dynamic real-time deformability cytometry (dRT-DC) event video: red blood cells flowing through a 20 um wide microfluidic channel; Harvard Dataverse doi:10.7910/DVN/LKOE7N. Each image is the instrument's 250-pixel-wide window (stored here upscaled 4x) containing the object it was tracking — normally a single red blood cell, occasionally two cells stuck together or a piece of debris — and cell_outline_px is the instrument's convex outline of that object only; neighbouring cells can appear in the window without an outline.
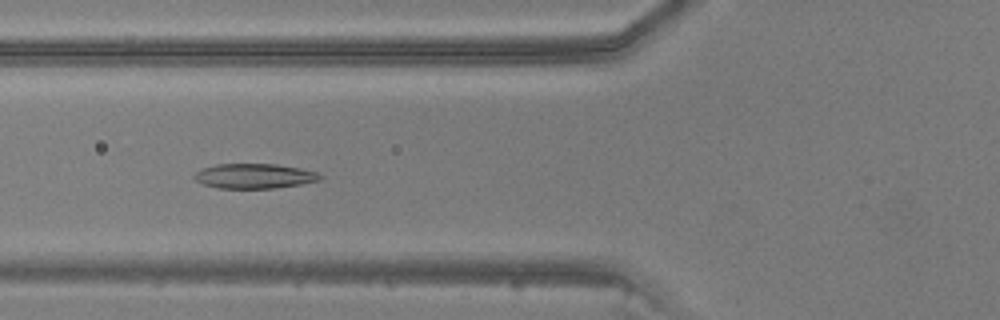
{"species": "common noctule bat (a hibernating species)", "species_latin": "Nyctalus noctula", "temperature_condition": "warm", "stored_images_in_passage": 27, "camera_frame_rate_fps": 3000, "um_per_image_px": 0.085, "animal": {"sex": "male", "body_mass_g": 20.5, "forearm_length_mm": 52.5}, "frame": {"image": 1, "passage_image": 5, "time_ms": 1.333, "image_size_px": [1000, 320], "cell_outline_px": [[324, 176], [320, 180], [300, 184], [272, 188], [220, 188], [204, 184], [196, 180], [192, 176], [200, 168], [216, 164], [276, 164], [300, 168], [316, 172]], "centroid_in_image_um": [21.6, 14.95], "position_along_channel_um": 104.2, "area_um2": 18.15}}
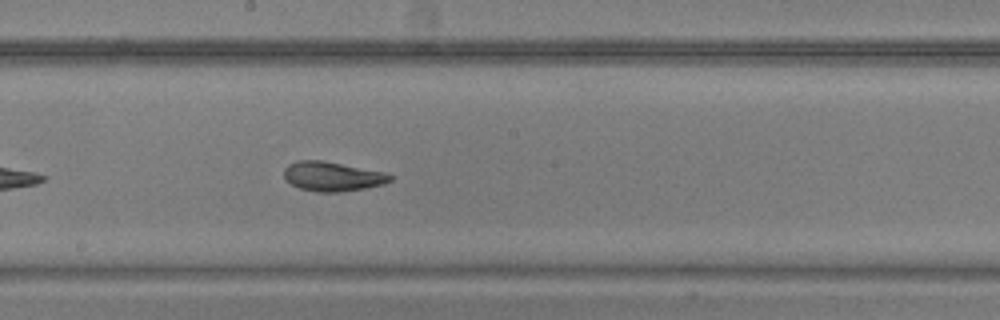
{"frame": {"image": 2, "passage_image": 13, "time_ms": 4.0, "image_size_px": [1000, 320], "cell_outline_px": [[392, 180], [384, 184], [364, 188], [340, 192], [316, 192], [300, 188], [284, 180], [284, 168], [288, 164], [296, 160], [320, 160], [384, 172], [392, 176]], "centroid_in_image_um": [28.21, 15.0], "position_along_channel_um": 220.0, "area_um2": 18.15}}
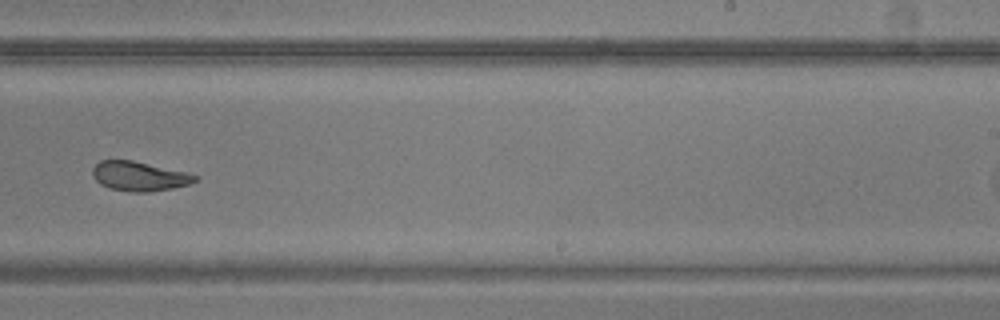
{"frame": {"image": 3, "passage_image": 17, "time_ms": 5.333, "image_size_px": [1000, 320], "cell_outline_px": [[200, 180], [188, 184], [172, 188], [148, 192], [128, 192], [112, 188], [100, 184], [92, 176], [92, 168], [100, 160], [132, 160], [188, 172], [200, 176]], "centroid_in_image_um": [11.87, 14.97], "position_along_channel_um": 277.1, "area_um2": 17.74}}